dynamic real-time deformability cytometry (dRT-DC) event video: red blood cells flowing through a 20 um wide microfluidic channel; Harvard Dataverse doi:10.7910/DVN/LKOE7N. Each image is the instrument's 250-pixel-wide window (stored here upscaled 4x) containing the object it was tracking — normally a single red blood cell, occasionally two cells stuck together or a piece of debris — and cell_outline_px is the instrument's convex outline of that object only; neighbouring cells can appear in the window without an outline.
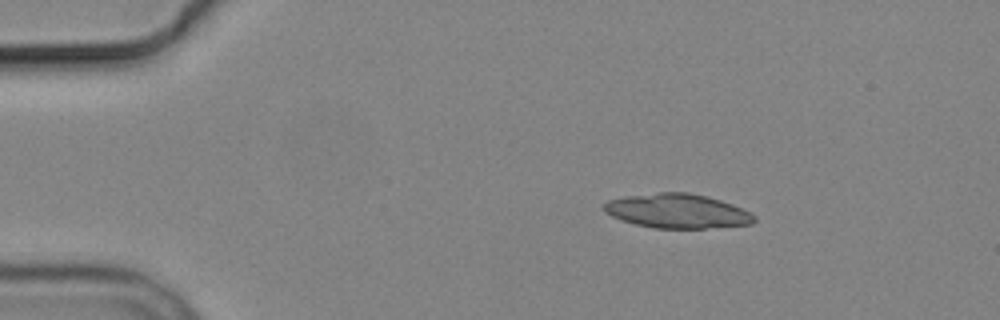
{"species": "common noctule bat (a hibernating species)", "species_latin": "Nyctalus noctula", "temperature_condition": "cold", "stored_images_in_passage": 5, "segment_of_instrument_passage": [1, 2], "camera_frame_rate_fps": 3000, "um_per_image_px": 0.085, "animal": {"sex": "male", "body_mass_g": 19.2, "forearm_length_mm": 51.8}, "frame": {"image": 1, "passage_image": 2, "time_ms": 1.0, "image_size_px": [1000, 320], "cell_outline_px": [[756, 220], [752, 224], [704, 228], [656, 228], [636, 224], [612, 216], [604, 212], [604, 204], [608, 200], [624, 196], [660, 192], [688, 192], [720, 200], [732, 204], [756, 216]], "centroid_in_image_um": [57.56, 17.93], "position_along_channel_um": 27.4, "area_um2": 29.77}}